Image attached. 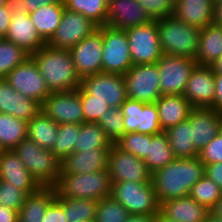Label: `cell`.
Wrapping results in <instances>:
<instances>
[{
  "instance_id": "ba28073f",
  "label": "cell",
  "mask_w": 222,
  "mask_h": 222,
  "mask_svg": "<svg viewBox=\"0 0 222 222\" xmlns=\"http://www.w3.org/2000/svg\"><path fill=\"white\" fill-rule=\"evenodd\" d=\"M123 76L127 98L155 103L162 96L157 63L133 65Z\"/></svg>"
},
{
  "instance_id": "d4e9b609",
  "label": "cell",
  "mask_w": 222,
  "mask_h": 222,
  "mask_svg": "<svg viewBox=\"0 0 222 222\" xmlns=\"http://www.w3.org/2000/svg\"><path fill=\"white\" fill-rule=\"evenodd\" d=\"M214 0H179L173 15L190 26L202 29L213 23Z\"/></svg>"
},
{
  "instance_id": "cb8c5ba5",
  "label": "cell",
  "mask_w": 222,
  "mask_h": 222,
  "mask_svg": "<svg viewBox=\"0 0 222 222\" xmlns=\"http://www.w3.org/2000/svg\"><path fill=\"white\" fill-rule=\"evenodd\" d=\"M110 148H96L73 152L61 162L60 174H81L107 169V157Z\"/></svg>"
},
{
  "instance_id": "4dcf8cb0",
  "label": "cell",
  "mask_w": 222,
  "mask_h": 222,
  "mask_svg": "<svg viewBox=\"0 0 222 222\" xmlns=\"http://www.w3.org/2000/svg\"><path fill=\"white\" fill-rule=\"evenodd\" d=\"M58 125L40 110L27 123V137L40 147L52 150L57 139Z\"/></svg>"
},
{
  "instance_id": "30bf717a",
  "label": "cell",
  "mask_w": 222,
  "mask_h": 222,
  "mask_svg": "<svg viewBox=\"0 0 222 222\" xmlns=\"http://www.w3.org/2000/svg\"><path fill=\"white\" fill-rule=\"evenodd\" d=\"M12 88L40 105L51 94L37 64L30 56L3 78Z\"/></svg>"
},
{
  "instance_id": "f546056e",
  "label": "cell",
  "mask_w": 222,
  "mask_h": 222,
  "mask_svg": "<svg viewBox=\"0 0 222 222\" xmlns=\"http://www.w3.org/2000/svg\"><path fill=\"white\" fill-rule=\"evenodd\" d=\"M64 3L49 4L29 13L40 38L47 43L54 35L64 13Z\"/></svg>"
},
{
  "instance_id": "a7ac6f4b",
  "label": "cell",
  "mask_w": 222,
  "mask_h": 222,
  "mask_svg": "<svg viewBox=\"0 0 222 222\" xmlns=\"http://www.w3.org/2000/svg\"><path fill=\"white\" fill-rule=\"evenodd\" d=\"M105 3L109 4L112 0H104Z\"/></svg>"
},
{
  "instance_id": "d590c367",
  "label": "cell",
  "mask_w": 222,
  "mask_h": 222,
  "mask_svg": "<svg viewBox=\"0 0 222 222\" xmlns=\"http://www.w3.org/2000/svg\"><path fill=\"white\" fill-rule=\"evenodd\" d=\"M111 145V141L97 123H83L81 124L79 135H77L74 151L81 152L96 148H110Z\"/></svg>"
},
{
  "instance_id": "ee69618b",
  "label": "cell",
  "mask_w": 222,
  "mask_h": 222,
  "mask_svg": "<svg viewBox=\"0 0 222 222\" xmlns=\"http://www.w3.org/2000/svg\"><path fill=\"white\" fill-rule=\"evenodd\" d=\"M80 100L83 108L84 123H97L101 114L110 108L106 102L92 99V95L87 94L81 87Z\"/></svg>"
},
{
  "instance_id": "7bdbcfd3",
  "label": "cell",
  "mask_w": 222,
  "mask_h": 222,
  "mask_svg": "<svg viewBox=\"0 0 222 222\" xmlns=\"http://www.w3.org/2000/svg\"><path fill=\"white\" fill-rule=\"evenodd\" d=\"M114 144L122 151L144 160L148 155L149 134L124 133Z\"/></svg>"
},
{
  "instance_id": "ffe728a7",
  "label": "cell",
  "mask_w": 222,
  "mask_h": 222,
  "mask_svg": "<svg viewBox=\"0 0 222 222\" xmlns=\"http://www.w3.org/2000/svg\"><path fill=\"white\" fill-rule=\"evenodd\" d=\"M0 180L13 184L27 195L41 187L13 150L0 151Z\"/></svg>"
},
{
  "instance_id": "5bb4252c",
  "label": "cell",
  "mask_w": 222,
  "mask_h": 222,
  "mask_svg": "<svg viewBox=\"0 0 222 222\" xmlns=\"http://www.w3.org/2000/svg\"><path fill=\"white\" fill-rule=\"evenodd\" d=\"M107 171L112 182L150 183L152 178V174L143 159L122 151L115 144L111 145L108 152Z\"/></svg>"
},
{
  "instance_id": "52a82bcc",
  "label": "cell",
  "mask_w": 222,
  "mask_h": 222,
  "mask_svg": "<svg viewBox=\"0 0 222 222\" xmlns=\"http://www.w3.org/2000/svg\"><path fill=\"white\" fill-rule=\"evenodd\" d=\"M133 65L155 64L163 56L157 20L125 30Z\"/></svg>"
},
{
  "instance_id": "9a60e30c",
  "label": "cell",
  "mask_w": 222,
  "mask_h": 222,
  "mask_svg": "<svg viewBox=\"0 0 222 222\" xmlns=\"http://www.w3.org/2000/svg\"><path fill=\"white\" fill-rule=\"evenodd\" d=\"M120 109L125 133L138 132L156 135L163 132L155 103H144L127 98Z\"/></svg>"
},
{
  "instance_id": "8fae6325",
  "label": "cell",
  "mask_w": 222,
  "mask_h": 222,
  "mask_svg": "<svg viewBox=\"0 0 222 222\" xmlns=\"http://www.w3.org/2000/svg\"><path fill=\"white\" fill-rule=\"evenodd\" d=\"M197 61L177 55H163L157 62L162 95H183Z\"/></svg>"
},
{
  "instance_id": "681fc988",
  "label": "cell",
  "mask_w": 222,
  "mask_h": 222,
  "mask_svg": "<svg viewBox=\"0 0 222 222\" xmlns=\"http://www.w3.org/2000/svg\"><path fill=\"white\" fill-rule=\"evenodd\" d=\"M204 174L222 190V162L205 165Z\"/></svg>"
},
{
  "instance_id": "6125c7cd",
  "label": "cell",
  "mask_w": 222,
  "mask_h": 222,
  "mask_svg": "<svg viewBox=\"0 0 222 222\" xmlns=\"http://www.w3.org/2000/svg\"><path fill=\"white\" fill-rule=\"evenodd\" d=\"M204 222H222V218L216 217L211 212H209Z\"/></svg>"
},
{
  "instance_id": "9c48e42d",
  "label": "cell",
  "mask_w": 222,
  "mask_h": 222,
  "mask_svg": "<svg viewBox=\"0 0 222 222\" xmlns=\"http://www.w3.org/2000/svg\"><path fill=\"white\" fill-rule=\"evenodd\" d=\"M102 72L124 75L133 66L125 30L102 26Z\"/></svg>"
},
{
  "instance_id": "e575fe53",
  "label": "cell",
  "mask_w": 222,
  "mask_h": 222,
  "mask_svg": "<svg viewBox=\"0 0 222 222\" xmlns=\"http://www.w3.org/2000/svg\"><path fill=\"white\" fill-rule=\"evenodd\" d=\"M55 199L62 205L64 217L68 222L95 220L97 200L73 199L64 196H55Z\"/></svg>"
},
{
  "instance_id": "e7e4bbea",
  "label": "cell",
  "mask_w": 222,
  "mask_h": 222,
  "mask_svg": "<svg viewBox=\"0 0 222 222\" xmlns=\"http://www.w3.org/2000/svg\"><path fill=\"white\" fill-rule=\"evenodd\" d=\"M174 6L179 0H168Z\"/></svg>"
},
{
  "instance_id": "f35d334b",
  "label": "cell",
  "mask_w": 222,
  "mask_h": 222,
  "mask_svg": "<svg viewBox=\"0 0 222 222\" xmlns=\"http://www.w3.org/2000/svg\"><path fill=\"white\" fill-rule=\"evenodd\" d=\"M30 57L24 49L9 40H0V79Z\"/></svg>"
},
{
  "instance_id": "484cf974",
  "label": "cell",
  "mask_w": 222,
  "mask_h": 222,
  "mask_svg": "<svg viewBox=\"0 0 222 222\" xmlns=\"http://www.w3.org/2000/svg\"><path fill=\"white\" fill-rule=\"evenodd\" d=\"M160 212L176 222H204L210 210L187 196L162 202Z\"/></svg>"
},
{
  "instance_id": "7402d4cb",
  "label": "cell",
  "mask_w": 222,
  "mask_h": 222,
  "mask_svg": "<svg viewBox=\"0 0 222 222\" xmlns=\"http://www.w3.org/2000/svg\"><path fill=\"white\" fill-rule=\"evenodd\" d=\"M41 105L12 88L0 79V113L12 115L29 122L39 111Z\"/></svg>"
},
{
  "instance_id": "d6a6232c",
  "label": "cell",
  "mask_w": 222,
  "mask_h": 222,
  "mask_svg": "<svg viewBox=\"0 0 222 222\" xmlns=\"http://www.w3.org/2000/svg\"><path fill=\"white\" fill-rule=\"evenodd\" d=\"M175 158L164 131L156 135H149L148 155L144 162L151 174L165 167Z\"/></svg>"
},
{
  "instance_id": "11a10c76",
  "label": "cell",
  "mask_w": 222,
  "mask_h": 222,
  "mask_svg": "<svg viewBox=\"0 0 222 222\" xmlns=\"http://www.w3.org/2000/svg\"><path fill=\"white\" fill-rule=\"evenodd\" d=\"M6 6L9 9L12 15L16 14H29L26 8H24V4L22 0H6Z\"/></svg>"
},
{
  "instance_id": "277c9868",
  "label": "cell",
  "mask_w": 222,
  "mask_h": 222,
  "mask_svg": "<svg viewBox=\"0 0 222 222\" xmlns=\"http://www.w3.org/2000/svg\"><path fill=\"white\" fill-rule=\"evenodd\" d=\"M17 157L41 187H54L61 172V161L50 149L24 138L14 149Z\"/></svg>"
},
{
  "instance_id": "8d00e7d4",
  "label": "cell",
  "mask_w": 222,
  "mask_h": 222,
  "mask_svg": "<svg viewBox=\"0 0 222 222\" xmlns=\"http://www.w3.org/2000/svg\"><path fill=\"white\" fill-rule=\"evenodd\" d=\"M66 9L81 13L99 26L106 25L107 6L104 0H63Z\"/></svg>"
},
{
  "instance_id": "7c38bea8",
  "label": "cell",
  "mask_w": 222,
  "mask_h": 222,
  "mask_svg": "<svg viewBox=\"0 0 222 222\" xmlns=\"http://www.w3.org/2000/svg\"><path fill=\"white\" fill-rule=\"evenodd\" d=\"M80 87L92 99L106 102L110 107L120 108L127 99L124 76L113 73H98L81 79Z\"/></svg>"
},
{
  "instance_id": "8992f818",
  "label": "cell",
  "mask_w": 222,
  "mask_h": 222,
  "mask_svg": "<svg viewBox=\"0 0 222 222\" xmlns=\"http://www.w3.org/2000/svg\"><path fill=\"white\" fill-rule=\"evenodd\" d=\"M111 197L122 204L130 215H155L160 211L152 182H112Z\"/></svg>"
},
{
  "instance_id": "f907efd6",
  "label": "cell",
  "mask_w": 222,
  "mask_h": 222,
  "mask_svg": "<svg viewBox=\"0 0 222 222\" xmlns=\"http://www.w3.org/2000/svg\"><path fill=\"white\" fill-rule=\"evenodd\" d=\"M215 97L212 109L222 112V73H214Z\"/></svg>"
},
{
  "instance_id": "c3c4849f",
  "label": "cell",
  "mask_w": 222,
  "mask_h": 222,
  "mask_svg": "<svg viewBox=\"0 0 222 222\" xmlns=\"http://www.w3.org/2000/svg\"><path fill=\"white\" fill-rule=\"evenodd\" d=\"M42 222H68L62 205L56 199L49 204Z\"/></svg>"
},
{
  "instance_id": "680465c9",
  "label": "cell",
  "mask_w": 222,
  "mask_h": 222,
  "mask_svg": "<svg viewBox=\"0 0 222 222\" xmlns=\"http://www.w3.org/2000/svg\"><path fill=\"white\" fill-rule=\"evenodd\" d=\"M210 212L215 215L216 217L222 218V195L216 201L214 207L210 210Z\"/></svg>"
},
{
  "instance_id": "7dc6e473",
  "label": "cell",
  "mask_w": 222,
  "mask_h": 222,
  "mask_svg": "<svg viewBox=\"0 0 222 222\" xmlns=\"http://www.w3.org/2000/svg\"><path fill=\"white\" fill-rule=\"evenodd\" d=\"M198 157L204 165L222 162V136L218 133L199 152Z\"/></svg>"
},
{
  "instance_id": "816d5d0a",
  "label": "cell",
  "mask_w": 222,
  "mask_h": 222,
  "mask_svg": "<svg viewBox=\"0 0 222 222\" xmlns=\"http://www.w3.org/2000/svg\"><path fill=\"white\" fill-rule=\"evenodd\" d=\"M11 16L9 9L7 6H3L0 8V37L5 38L7 35L8 28L11 23Z\"/></svg>"
},
{
  "instance_id": "603a6c76",
  "label": "cell",
  "mask_w": 222,
  "mask_h": 222,
  "mask_svg": "<svg viewBox=\"0 0 222 222\" xmlns=\"http://www.w3.org/2000/svg\"><path fill=\"white\" fill-rule=\"evenodd\" d=\"M5 39L21 47L30 55L36 53L46 44L38 35L29 14L23 13L11 16V23Z\"/></svg>"
},
{
  "instance_id": "7a4b0ae2",
  "label": "cell",
  "mask_w": 222,
  "mask_h": 222,
  "mask_svg": "<svg viewBox=\"0 0 222 222\" xmlns=\"http://www.w3.org/2000/svg\"><path fill=\"white\" fill-rule=\"evenodd\" d=\"M50 92L77 90L81 79L75 70L69 50L55 49L45 44L30 55Z\"/></svg>"
},
{
  "instance_id": "f6af8a7d",
  "label": "cell",
  "mask_w": 222,
  "mask_h": 222,
  "mask_svg": "<svg viewBox=\"0 0 222 222\" xmlns=\"http://www.w3.org/2000/svg\"><path fill=\"white\" fill-rule=\"evenodd\" d=\"M26 196L27 194L23 190L13 186L9 182L0 180V205L7 206L19 212Z\"/></svg>"
},
{
  "instance_id": "d6986e66",
  "label": "cell",
  "mask_w": 222,
  "mask_h": 222,
  "mask_svg": "<svg viewBox=\"0 0 222 222\" xmlns=\"http://www.w3.org/2000/svg\"><path fill=\"white\" fill-rule=\"evenodd\" d=\"M152 21L138 0H112L107 6L106 26L119 30Z\"/></svg>"
},
{
  "instance_id": "60d3db41",
  "label": "cell",
  "mask_w": 222,
  "mask_h": 222,
  "mask_svg": "<svg viewBox=\"0 0 222 222\" xmlns=\"http://www.w3.org/2000/svg\"><path fill=\"white\" fill-rule=\"evenodd\" d=\"M130 213L111 196L98 201L95 222H125Z\"/></svg>"
},
{
  "instance_id": "83f0119b",
  "label": "cell",
  "mask_w": 222,
  "mask_h": 222,
  "mask_svg": "<svg viewBox=\"0 0 222 222\" xmlns=\"http://www.w3.org/2000/svg\"><path fill=\"white\" fill-rule=\"evenodd\" d=\"M222 55V25L208 24L200 29L197 65L211 66Z\"/></svg>"
},
{
  "instance_id": "94428289",
  "label": "cell",
  "mask_w": 222,
  "mask_h": 222,
  "mask_svg": "<svg viewBox=\"0 0 222 222\" xmlns=\"http://www.w3.org/2000/svg\"><path fill=\"white\" fill-rule=\"evenodd\" d=\"M214 73H222V55L211 65Z\"/></svg>"
},
{
  "instance_id": "003e7915",
  "label": "cell",
  "mask_w": 222,
  "mask_h": 222,
  "mask_svg": "<svg viewBox=\"0 0 222 222\" xmlns=\"http://www.w3.org/2000/svg\"><path fill=\"white\" fill-rule=\"evenodd\" d=\"M78 222H95V220H81V221H78Z\"/></svg>"
},
{
  "instance_id": "e0dca14e",
  "label": "cell",
  "mask_w": 222,
  "mask_h": 222,
  "mask_svg": "<svg viewBox=\"0 0 222 222\" xmlns=\"http://www.w3.org/2000/svg\"><path fill=\"white\" fill-rule=\"evenodd\" d=\"M75 70L80 79L102 72L103 42L102 26L85 37L70 50Z\"/></svg>"
},
{
  "instance_id": "6f0895ef",
  "label": "cell",
  "mask_w": 222,
  "mask_h": 222,
  "mask_svg": "<svg viewBox=\"0 0 222 222\" xmlns=\"http://www.w3.org/2000/svg\"><path fill=\"white\" fill-rule=\"evenodd\" d=\"M125 222H153V215H130Z\"/></svg>"
},
{
  "instance_id": "3957f363",
  "label": "cell",
  "mask_w": 222,
  "mask_h": 222,
  "mask_svg": "<svg viewBox=\"0 0 222 222\" xmlns=\"http://www.w3.org/2000/svg\"><path fill=\"white\" fill-rule=\"evenodd\" d=\"M112 184L107 169L87 174H59L55 196L99 201L111 195Z\"/></svg>"
},
{
  "instance_id": "4316f807",
  "label": "cell",
  "mask_w": 222,
  "mask_h": 222,
  "mask_svg": "<svg viewBox=\"0 0 222 222\" xmlns=\"http://www.w3.org/2000/svg\"><path fill=\"white\" fill-rule=\"evenodd\" d=\"M155 104L162 131L188 120L193 109L184 95H162Z\"/></svg>"
},
{
  "instance_id": "9f6ffc18",
  "label": "cell",
  "mask_w": 222,
  "mask_h": 222,
  "mask_svg": "<svg viewBox=\"0 0 222 222\" xmlns=\"http://www.w3.org/2000/svg\"><path fill=\"white\" fill-rule=\"evenodd\" d=\"M213 23L222 25V1H214Z\"/></svg>"
},
{
  "instance_id": "f1b7e54d",
  "label": "cell",
  "mask_w": 222,
  "mask_h": 222,
  "mask_svg": "<svg viewBox=\"0 0 222 222\" xmlns=\"http://www.w3.org/2000/svg\"><path fill=\"white\" fill-rule=\"evenodd\" d=\"M55 199L54 187H40L27 195L18 212V222H42L49 204Z\"/></svg>"
},
{
  "instance_id": "74e56055",
  "label": "cell",
  "mask_w": 222,
  "mask_h": 222,
  "mask_svg": "<svg viewBox=\"0 0 222 222\" xmlns=\"http://www.w3.org/2000/svg\"><path fill=\"white\" fill-rule=\"evenodd\" d=\"M80 127L81 124L74 123H63L58 125L57 139L52 152L61 162L74 152Z\"/></svg>"
},
{
  "instance_id": "ac0fdd59",
  "label": "cell",
  "mask_w": 222,
  "mask_h": 222,
  "mask_svg": "<svg viewBox=\"0 0 222 222\" xmlns=\"http://www.w3.org/2000/svg\"><path fill=\"white\" fill-rule=\"evenodd\" d=\"M214 71L211 66L196 65L184 90L193 108H211L215 97Z\"/></svg>"
},
{
  "instance_id": "6da1fadb",
  "label": "cell",
  "mask_w": 222,
  "mask_h": 222,
  "mask_svg": "<svg viewBox=\"0 0 222 222\" xmlns=\"http://www.w3.org/2000/svg\"><path fill=\"white\" fill-rule=\"evenodd\" d=\"M205 165L199 157L175 158L152 174L151 182L159 204L164 201L187 197L192 187L205 174Z\"/></svg>"
},
{
  "instance_id": "4fadbf2b",
  "label": "cell",
  "mask_w": 222,
  "mask_h": 222,
  "mask_svg": "<svg viewBox=\"0 0 222 222\" xmlns=\"http://www.w3.org/2000/svg\"><path fill=\"white\" fill-rule=\"evenodd\" d=\"M97 28L96 24L81 13L65 8L59 26L46 44L55 49L70 50Z\"/></svg>"
},
{
  "instance_id": "91938a15",
  "label": "cell",
  "mask_w": 222,
  "mask_h": 222,
  "mask_svg": "<svg viewBox=\"0 0 222 222\" xmlns=\"http://www.w3.org/2000/svg\"><path fill=\"white\" fill-rule=\"evenodd\" d=\"M153 222H176V221L167 218L159 211L155 215H153Z\"/></svg>"
},
{
  "instance_id": "f5cc1de1",
  "label": "cell",
  "mask_w": 222,
  "mask_h": 222,
  "mask_svg": "<svg viewBox=\"0 0 222 222\" xmlns=\"http://www.w3.org/2000/svg\"><path fill=\"white\" fill-rule=\"evenodd\" d=\"M24 8L27 9L29 13L36 11L40 7H44L49 4L63 3V0H22Z\"/></svg>"
},
{
  "instance_id": "db71d44e",
  "label": "cell",
  "mask_w": 222,
  "mask_h": 222,
  "mask_svg": "<svg viewBox=\"0 0 222 222\" xmlns=\"http://www.w3.org/2000/svg\"><path fill=\"white\" fill-rule=\"evenodd\" d=\"M0 222H18V211L0 205Z\"/></svg>"
},
{
  "instance_id": "5b68a950",
  "label": "cell",
  "mask_w": 222,
  "mask_h": 222,
  "mask_svg": "<svg viewBox=\"0 0 222 222\" xmlns=\"http://www.w3.org/2000/svg\"><path fill=\"white\" fill-rule=\"evenodd\" d=\"M163 55L196 60L200 29L178 20L174 15L157 20Z\"/></svg>"
},
{
  "instance_id": "44dd1931",
  "label": "cell",
  "mask_w": 222,
  "mask_h": 222,
  "mask_svg": "<svg viewBox=\"0 0 222 222\" xmlns=\"http://www.w3.org/2000/svg\"><path fill=\"white\" fill-rule=\"evenodd\" d=\"M188 120L192 124V141L200 152L219 133L222 112L212 108H193Z\"/></svg>"
},
{
  "instance_id": "bcb514c9",
  "label": "cell",
  "mask_w": 222,
  "mask_h": 222,
  "mask_svg": "<svg viewBox=\"0 0 222 222\" xmlns=\"http://www.w3.org/2000/svg\"><path fill=\"white\" fill-rule=\"evenodd\" d=\"M152 20L173 15V6L168 0H138Z\"/></svg>"
},
{
  "instance_id": "ab89813d",
  "label": "cell",
  "mask_w": 222,
  "mask_h": 222,
  "mask_svg": "<svg viewBox=\"0 0 222 222\" xmlns=\"http://www.w3.org/2000/svg\"><path fill=\"white\" fill-rule=\"evenodd\" d=\"M221 195L222 190L220 187L206 175L195 183L189 194L193 200L203 205L208 210L214 207Z\"/></svg>"
},
{
  "instance_id": "1f68e13d",
  "label": "cell",
  "mask_w": 222,
  "mask_h": 222,
  "mask_svg": "<svg viewBox=\"0 0 222 222\" xmlns=\"http://www.w3.org/2000/svg\"><path fill=\"white\" fill-rule=\"evenodd\" d=\"M164 133L168 137L170 147L176 158L199 156V152L192 141V124L189 120L166 129Z\"/></svg>"
},
{
  "instance_id": "2e32d148",
  "label": "cell",
  "mask_w": 222,
  "mask_h": 222,
  "mask_svg": "<svg viewBox=\"0 0 222 222\" xmlns=\"http://www.w3.org/2000/svg\"><path fill=\"white\" fill-rule=\"evenodd\" d=\"M41 110L57 124H83L80 87L77 90L51 92L41 105Z\"/></svg>"
},
{
  "instance_id": "b9f144b4",
  "label": "cell",
  "mask_w": 222,
  "mask_h": 222,
  "mask_svg": "<svg viewBox=\"0 0 222 222\" xmlns=\"http://www.w3.org/2000/svg\"><path fill=\"white\" fill-rule=\"evenodd\" d=\"M97 124L103 129L106 137L112 144L125 133L123 115L120 108L110 107L101 114Z\"/></svg>"
},
{
  "instance_id": "836d02e7",
  "label": "cell",
  "mask_w": 222,
  "mask_h": 222,
  "mask_svg": "<svg viewBox=\"0 0 222 222\" xmlns=\"http://www.w3.org/2000/svg\"><path fill=\"white\" fill-rule=\"evenodd\" d=\"M27 137V122L0 113V150H13Z\"/></svg>"
},
{
  "instance_id": "be15d7a7",
  "label": "cell",
  "mask_w": 222,
  "mask_h": 222,
  "mask_svg": "<svg viewBox=\"0 0 222 222\" xmlns=\"http://www.w3.org/2000/svg\"><path fill=\"white\" fill-rule=\"evenodd\" d=\"M6 5V0H0V8Z\"/></svg>"
},
{
  "instance_id": "03108f58",
  "label": "cell",
  "mask_w": 222,
  "mask_h": 222,
  "mask_svg": "<svg viewBox=\"0 0 222 222\" xmlns=\"http://www.w3.org/2000/svg\"><path fill=\"white\" fill-rule=\"evenodd\" d=\"M219 134L222 136V121H221V124L219 126Z\"/></svg>"
}]
</instances>
